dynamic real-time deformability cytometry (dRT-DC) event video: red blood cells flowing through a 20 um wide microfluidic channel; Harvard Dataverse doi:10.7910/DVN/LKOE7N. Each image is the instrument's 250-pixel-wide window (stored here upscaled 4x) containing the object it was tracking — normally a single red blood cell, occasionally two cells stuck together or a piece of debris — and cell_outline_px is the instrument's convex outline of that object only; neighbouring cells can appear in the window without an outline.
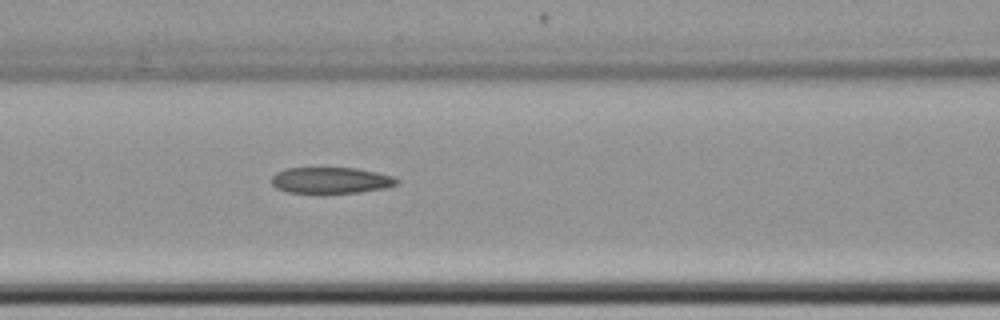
{"species": "common noctule bat (a hibernating species)", "species_latin": "Nyctalus noctula", "temperature_condition": "cold", "stored_images_in_passage": 7, "segment_of_instrument_passage": [1, 2], "camera_frame_rate_fps": 3000, "um_per_image_px": 0.085, "animal": {"sex": "female", "body_mass_g": 22.7, "forearm_length_mm": 54.2}, "frame": {"image": 1, "passage_image": 6, "time_ms": 7.0, "image_size_px": [1000, 320], "cell_outline_px": [[400, 184], [388, 188], [360, 192], [320, 196], [288, 192], [276, 188], [272, 184], [272, 176], [276, 172], [288, 168], [356, 168], [376, 172], [392, 176], [400, 180]], "centroid_in_image_um": [28.14, 15.38], "position_along_channel_um": 138.5, "area_um2": 20.06}}